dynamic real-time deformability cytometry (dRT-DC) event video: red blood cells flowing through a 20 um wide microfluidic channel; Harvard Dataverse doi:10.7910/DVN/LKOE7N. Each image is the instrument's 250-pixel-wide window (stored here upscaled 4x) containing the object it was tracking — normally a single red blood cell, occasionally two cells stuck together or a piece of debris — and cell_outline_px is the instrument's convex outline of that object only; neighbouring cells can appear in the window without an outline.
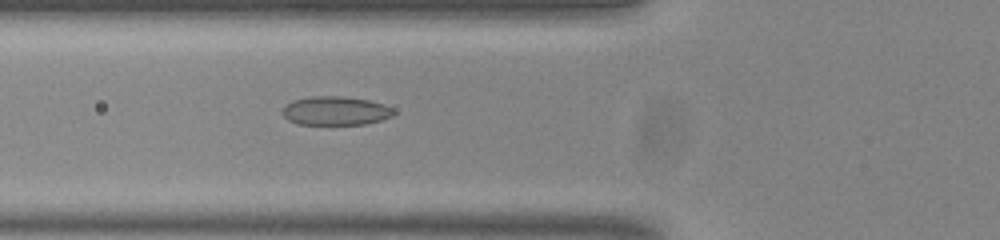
{"species": "common noctule bat (a hibernating species)", "species_latin": "Nyctalus noctula", "temperature_condition": "room temperature", "stored_images_in_passage": 39, "camera_frame_rate_fps": 3000, "um_per_image_px": 0.085, "animal": {"sex": "male", "body_mass_g": 20.0, "forearm_length_mm": 53.3}, "frame": {"image": 1, "passage_image": 5, "time_ms": 1.333, "image_size_px": [1000, 240], "cell_outline_px": [[396, 112], [392, 116], [380, 120], [364, 124], [296, 124], [288, 120], [280, 112], [288, 104], [296, 100], [312, 96], [344, 96], [368, 100], [384, 104], [392, 108]], "centroid_in_image_um": [28.53, 9.42], "position_along_channel_um": 97.3, "area_um2": 18.55}}
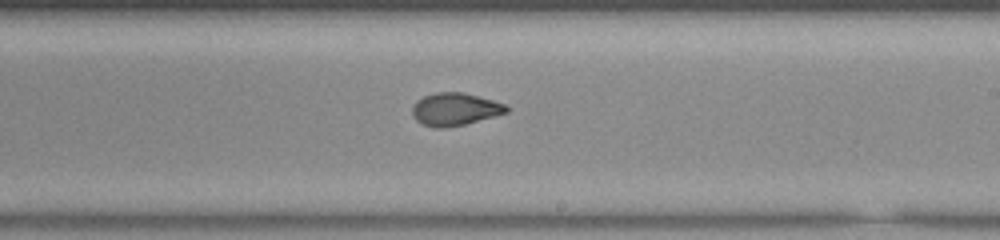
{"frame": {"image": 2, "passage_image": 17, "time_ms": 5.333, "image_size_px": [1000, 240], "cell_outline_px": [[508, 112], [464, 124], [444, 128], [436, 128], [424, 124], [416, 120], [412, 116], [412, 108], [416, 100], [424, 96], [436, 92], [464, 92], [492, 100], [504, 104], [508, 108]], "centroid_in_image_um": [38.63, 9.27], "position_along_channel_um": 250.4, "area_um2": 17.74}}
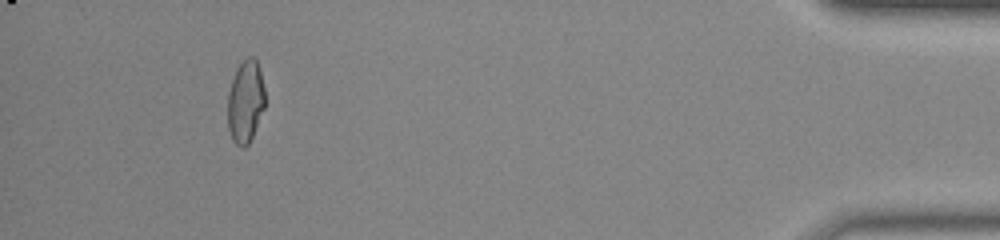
{"frame": {"image": 3, "passage_image": 35, "time_ms": 11.333, "image_size_px": [1000, 240], "cell_outline_px": [[264, 108], [252, 136], [248, 144], [244, 148], [240, 148], [232, 140], [228, 128], [228, 92], [236, 68], [248, 56], [252, 56], [256, 60], [260, 72], [264, 88]], "centroid_in_image_um": [20.85, 8.65], "position_along_channel_um": 414.4, "area_um2": 17.8}, "authors_computed_cell_mechanics": {"area_um2": 18.0914, "velocity_mm_per_s": 3.8183, "shape_relaxation_time_tau1_ms": null, "shape_relaxation_time_tau2_ms": 0.9139, "deformation_change_tau1": null, "deformation_change_tau2": 0.0375}}